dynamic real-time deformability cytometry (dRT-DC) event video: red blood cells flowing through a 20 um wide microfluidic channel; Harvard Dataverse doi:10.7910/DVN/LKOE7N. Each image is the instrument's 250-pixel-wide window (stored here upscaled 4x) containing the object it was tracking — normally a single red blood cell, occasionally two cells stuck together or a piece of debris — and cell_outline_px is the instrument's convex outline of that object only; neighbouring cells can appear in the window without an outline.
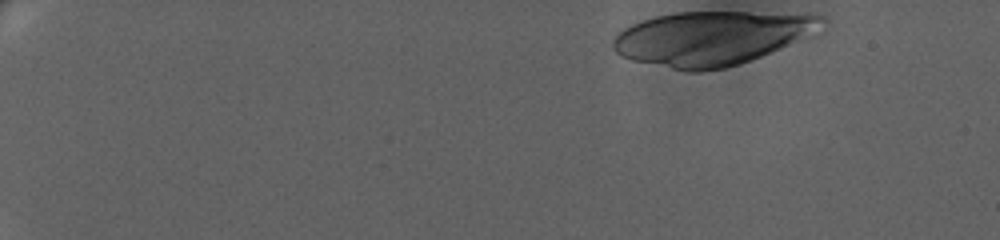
{"species": "human", "species_latin": "Homo sapiens", "temperature_condition": "warm", "stored_images_in_passage": 22, "camera_frame_rate_fps": 3000, "um_per_image_px": 0.085, "donor": {"sex": "female"}, "frame": {"image": 1, "passage_image": 1, "time_ms": 0.0, "image_size_px": [1000, 240], "cell_outline_px": [[828, 20], [788, 44], [780, 48], [740, 64], [724, 68], [700, 72], [688, 72], [632, 60], [620, 56], [612, 48], [612, 40], [624, 28], [640, 20], [656, 16], [676, 12], [812, 12], [824, 16]], "centroid_in_image_um": [60.43, 3.22], "position_along_channel_um": 24.6, "area_um2": 65.49}}